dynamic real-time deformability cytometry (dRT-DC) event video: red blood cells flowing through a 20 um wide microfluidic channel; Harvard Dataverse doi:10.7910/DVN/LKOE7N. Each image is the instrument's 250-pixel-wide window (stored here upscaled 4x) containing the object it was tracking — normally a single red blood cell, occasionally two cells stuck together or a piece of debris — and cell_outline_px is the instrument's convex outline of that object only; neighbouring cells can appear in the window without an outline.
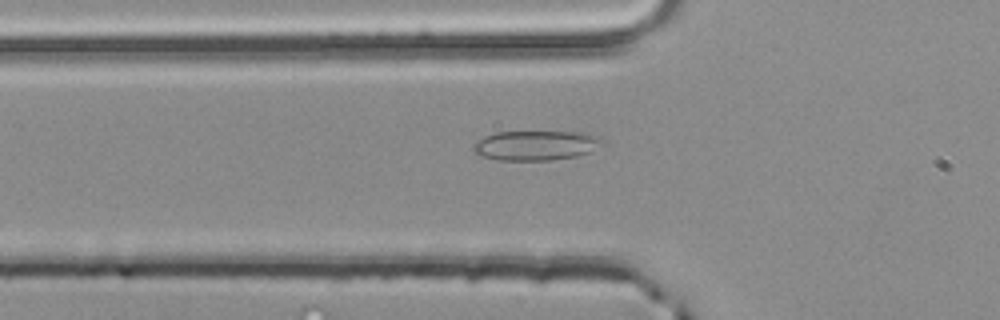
{"species": "common noctule bat (a hibernating species)", "species_latin": "Nyctalus noctula", "temperature_condition": "room temperature", "stored_images_in_passage": 40, "camera_frame_rate_fps": 3000, "um_per_image_px": 0.085, "animal": {"sex": "male", "body_mass_g": 20.4}, "frame": {"image": 1, "passage_image": 7, "time_ms": 2.0, "image_size_px": [1000, 320], "cell_outline_px": [[604, 140], [588, 152], [576, 156], [552, 160], [496, 160], [480, 156], [472, 152], [472, 148], [484, 136], [496, 132], [580, 132], [600, 136]], "centroid_in_image_um": [45.5, 12.36], "position_along_channel_um": 80.3, "area_um2": 22.14}}
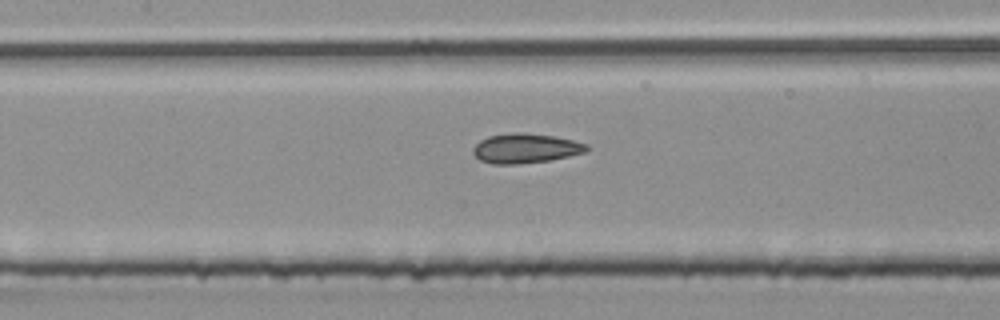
{"frame": {"image": 2, "passage_image": 13, "time_ms": 4.0, "image_size_px": [1000, 320], "cell_outline_px": [[588, 152], [548, 160], [516, 164], [492, 164], [480, 160], [472, 152], [472, 148], [480, 140], [488, 136], [512, 132], [524, 132], [552, 136], [572, 140], [588, 144]], "centroid_in_image_um": [44.65, 12.6], "position_along_channel_um": 162.8, "area_um2": 19.59}}
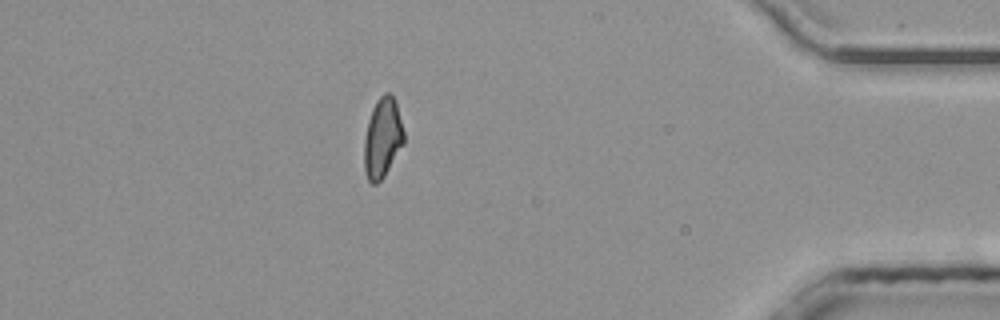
{"frame": {"image": 3, "passage_image": 34, "time_ms": 11.0, "image_size_px": [1000, 320], "cell_outline_px": [[404, 144], [384, 176], [376, 184], [372, 184], [368, 180], [364, 168], [364, 140], [368, 120], [372, 108], [376, 100], [384, 92], [388, 92], [392, 96], [396, 104], [404, 132]], "centroid_in_image_um": [32.5, 11.73], "position_along_channel_um": 402.7, "area_um2": 18.44}, "authors_computed_cell_mechanics": {"area_um2": 18.8428, "velocity_mm_per_s": 4.0689, "shape_relaxation_time_tau1_ms": 10.1672, "shape_relaxation_time_tau2_ms": 2.3844, "deformation_change_tau1": 0.1607, "deformation_change_tau2": 0.0882}}